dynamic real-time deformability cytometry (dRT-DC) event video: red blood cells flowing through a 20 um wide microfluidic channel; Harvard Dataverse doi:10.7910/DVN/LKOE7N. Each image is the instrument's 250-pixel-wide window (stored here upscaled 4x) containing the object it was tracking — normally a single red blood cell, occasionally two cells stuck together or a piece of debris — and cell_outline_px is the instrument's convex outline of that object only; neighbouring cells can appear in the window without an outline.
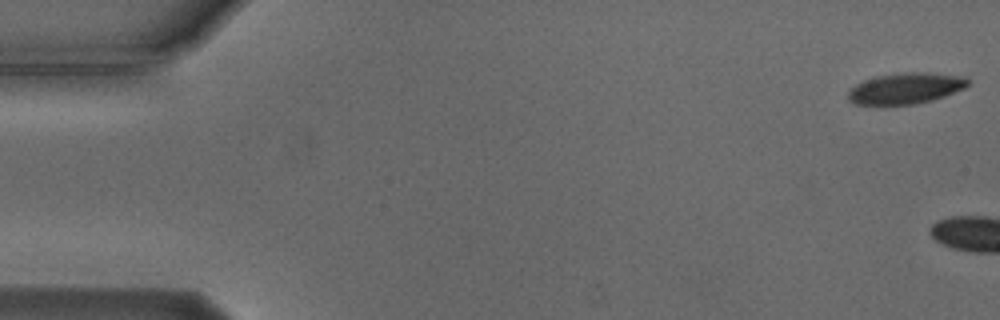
{"species": "Egyptian fruit bat (a non-hibernating species)", "species_latin": "Rousettus aegyptiacus", "temperature_condition": "cold", "stored_images_in_passage": 4, "camera_frame_rate_fps": 3000, "um_per_image_px": 0.085, "animal": {"sex": "male"}, "frame": {"image": 1, "passage_image": 1, "time_ms": 0.0, "image_size_px": [1000, 320], "cell_outline_px": [[968, 84], [964, 88], [944, 96], [932, 100], [912, 104], [856, 104], [848, 100], [848, 92], [856, 84], [864, 80], [876, 76], [904, 72], [928, 72], [964, 76], [968, 80]], "centroid_in_image_um": [76.98, 7.49], "position_along_channel_um": 8.0, "area_um2": 21.44}}